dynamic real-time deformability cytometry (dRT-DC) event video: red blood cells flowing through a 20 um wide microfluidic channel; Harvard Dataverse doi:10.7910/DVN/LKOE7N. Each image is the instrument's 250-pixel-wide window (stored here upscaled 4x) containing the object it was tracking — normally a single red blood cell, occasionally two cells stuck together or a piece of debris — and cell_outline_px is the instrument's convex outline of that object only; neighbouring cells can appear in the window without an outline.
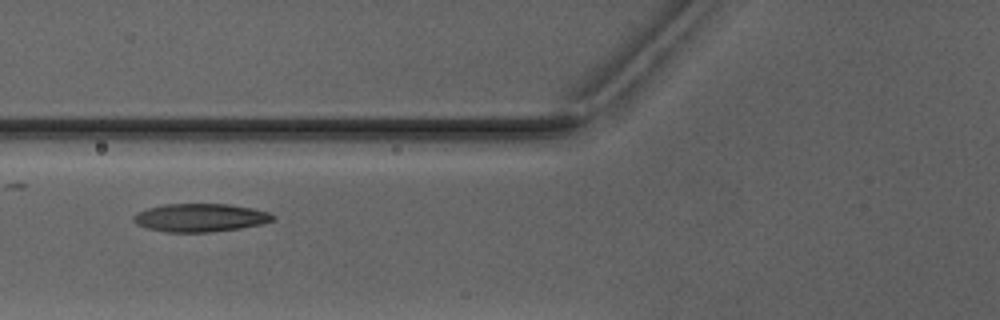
{"species": "Egyptian fruit bat (a non-hibernating species)", "species_latin": "Rousettus aegyptiacus", "temperature_condition": "warm", "stored_images_in_passage": 3, "camera_frame_rate_fps": 3000, "um_per_image_px": 0.085, "animal": {"sex": "male"}, "frame": {"image": 1, "passage_image": 3, "time_ms": 2.333, "image_size_px": [1000, 320], "cell_outline_px": [[276, 220], [260, 224], [240, 228], [212, 232], [168, 232], [148, 228], [136, 224], [132, 220], [132, 216], [136, 212], [148, 208], [164, 204], [228, 204], [252, 208], [268, 212], [276, 216]], "centroid_in_image_um": [17.02, 18.5], "position_along_channel_um": 108.8, "area_um2": 22.95}}